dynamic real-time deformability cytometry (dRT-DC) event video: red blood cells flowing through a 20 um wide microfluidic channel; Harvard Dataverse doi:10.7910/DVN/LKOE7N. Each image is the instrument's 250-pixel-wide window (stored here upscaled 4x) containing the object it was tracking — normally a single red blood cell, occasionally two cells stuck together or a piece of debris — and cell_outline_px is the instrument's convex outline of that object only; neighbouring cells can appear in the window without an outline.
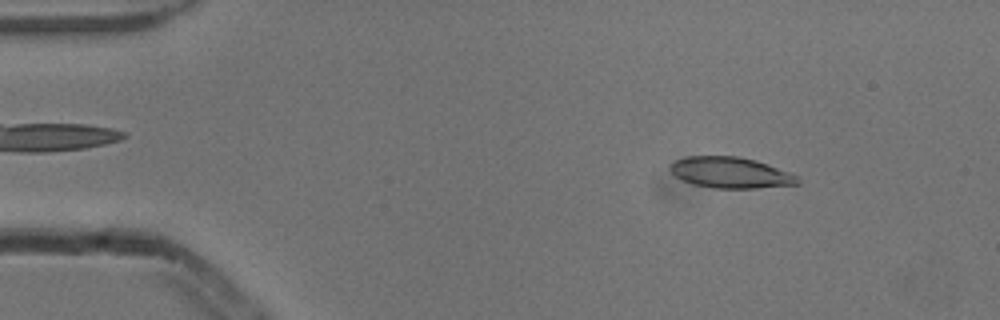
{"species": "common noctule bat (a hibernating species)", "species_latin": "Nyctalus noctula", "temperature_condition": "cold", "stored_images_in_passage": 53, "camera_frame_rate_fps": 3000, "um_per_image_px": 0.085, "animal": {"sex": "male", "body_mass_g": 13.3}, "frame": {"image": 1, "passage_image": 7, "time_ms": 2.0, "image_size_px": [1000, 320], "cell_outline_px": [[800, 184], [756, 188], [712, 188], [692, 184], [680, 180], [668, 168], [668, 164], [676, 160], [688, 156], [736, 156], [756, 160], [768, 164], [800, 176]], "centroid_in_image_um": [62.1, 14.67], "position_along_channel_um": 22.9, "area_um2": 23.29}}
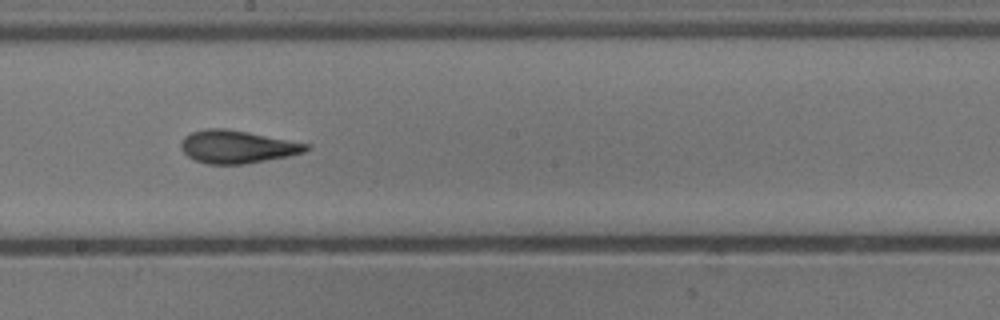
{"frame": {"image": 2, "passage_image": 29, "time_ms": 9.333, "image_size_px": [1000, 320], "cell_outline_px": [[312, 148], [304, 152], [288, 156], [244, 164], [208, 164], [196, 160], [188, 156], [180, 148], [180, 144], [184, 136], [192, 132], [208, 128], [224, 128], [308, 144]], "centroid_in_image_um": [20.12, 12.48], "position_along_channel_um": 228.1, "area_um2": 23.58}}
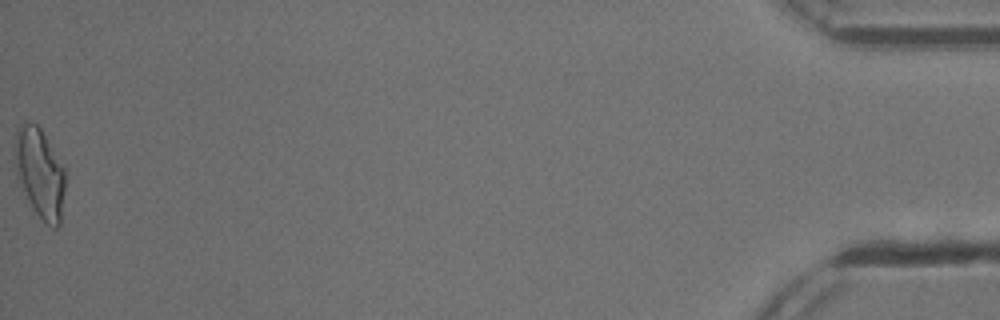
{"frame": {"image": 3, "passage_image": 53, "time_ms": 17.333, "image_size_px": [1000, 320], "cell_outline_px": [[64, 192], [60, 224], [56, 228], [52, 228], [36, 212], [28, 200], [16, 176], [12, 156], [16, 128], [20, 124], [28, 120], [36, 124], [40, 128], [64, 164]], "centroid_in_image_um": [3.34, 14.63], "position_along_channel_um": 431.9, "area_um2": 26.76}, "authors_computed_cell_mechanics": {"area_um2": 23.5246, "velocity_mm_per_s": 3.8589, "shape_relaxation_time_tau1_ms": 8.5452, "shape_relaxation_time_tau2_ms": 1.9479, "deformation_change_tau1": 0.2282, "deformation_change_tau2": 0.1072}}